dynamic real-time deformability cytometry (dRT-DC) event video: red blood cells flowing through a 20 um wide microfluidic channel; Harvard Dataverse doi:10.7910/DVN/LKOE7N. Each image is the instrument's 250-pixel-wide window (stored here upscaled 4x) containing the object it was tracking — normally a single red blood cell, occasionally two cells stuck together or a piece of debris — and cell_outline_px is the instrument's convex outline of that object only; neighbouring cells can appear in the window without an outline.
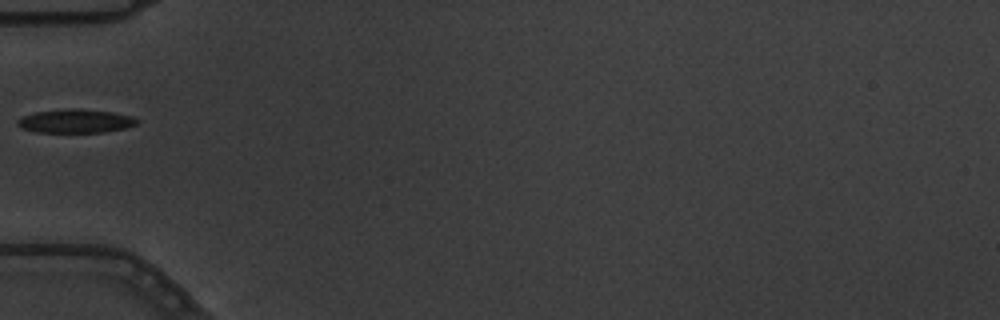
{"species": "common noctule bat (a hibernating species)", "species_latin": "Nyctalus noctula", "temperature_condition": "warm", "stored_images_in_passage": 6, "camera_frame_rate_fps": 3000, "um_per_image_px": 0.085, "animal": {"sex": "male", "body_mass_g": 19.5, "forearm_length_mm": 54.6}, "frame": {"image": 1, "passage_image": 6, "time_ms": 1.667, "image_size_px": [1000, 320], "cell_outline_px": [[140, 120], [136, 124], [124, 128], [104, 132], [36, 132], [20, 128], [16, 124], [16, 120], [24, 116], [36, 112], [68, 108], [80, 108], [112, 112], [132, 116]], "centroid_in_image_um": [6.41, 10.28], "position_along_channel_um": 78.6, "area_um2": 16.53}}